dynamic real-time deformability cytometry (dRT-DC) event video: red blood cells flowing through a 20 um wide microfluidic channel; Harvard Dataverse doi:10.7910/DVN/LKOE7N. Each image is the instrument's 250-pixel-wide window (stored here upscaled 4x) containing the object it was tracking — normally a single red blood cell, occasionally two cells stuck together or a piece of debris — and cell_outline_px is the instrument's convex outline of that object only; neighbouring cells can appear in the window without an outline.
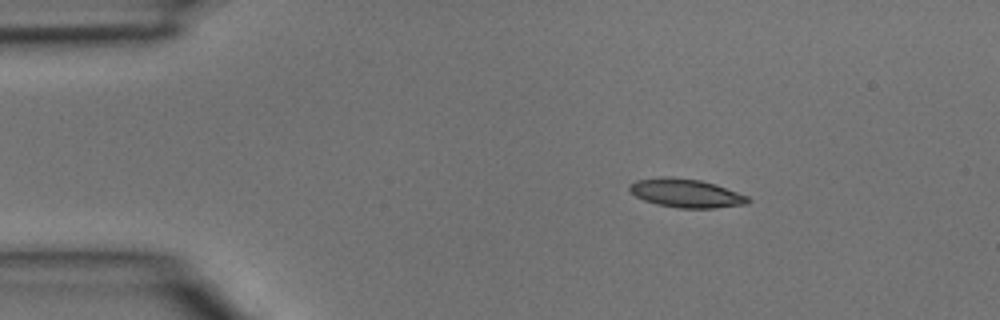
{"species": "common noctule bat (a hibernating species)", "species_latin": "Nyctalus noctula", "temperature_condition": "room temperature", "stored_images_in_passage": 2, "camera_frame_rate_fps": 3000, "um_per_image_px": 0.085, "animal": {"sex": "male", "body_mass_g": 15.6}, "frame": {"image": 1, "passage_image": 1, "time_ms": 0.0, "image_size_px": [1000, 320], "cell_outline_px": [[752, 200], [748, 204], [716, 208], [680, 208], [656, 204], [644, 200], [628, 192], [628, 184], [636, 180], [660, 176], [672, 176], [700, 180], [716, 184], [748, 196]], "centroid_in_image_um": [58.29, 16.41], "position_along_channel_um": 26.7, "area_um2": 20.11}}